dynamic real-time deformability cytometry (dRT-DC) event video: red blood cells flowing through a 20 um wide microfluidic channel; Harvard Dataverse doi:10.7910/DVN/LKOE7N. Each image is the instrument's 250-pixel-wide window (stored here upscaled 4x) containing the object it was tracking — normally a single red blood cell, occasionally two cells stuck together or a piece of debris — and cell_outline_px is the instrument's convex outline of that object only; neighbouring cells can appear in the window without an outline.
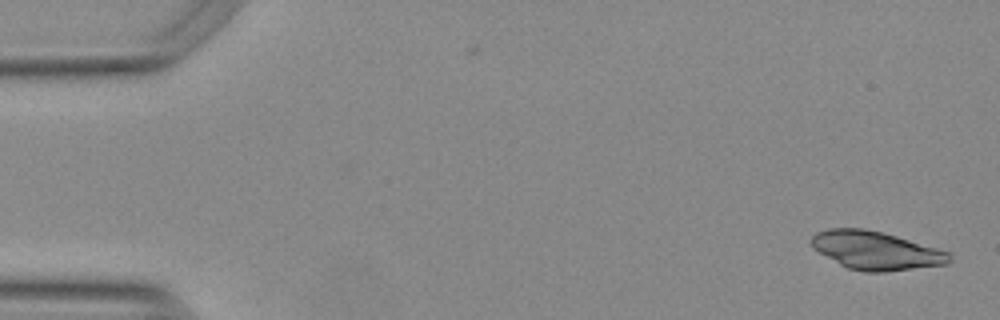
{"species": "Egyptian fruit bat (a non-hibernating species)", "species_latin": "Rousettus aegyptiacus", "temperature_condition": "warm", "stored_images_in_passage": 52, "camera_frame_rate_fps": 3000, "um_per_image_px": 0.085, "animal": {"sex": "female"}, "frame": {"image": 1, "passage_image": 1, "time_ms": 0.0, "image_size_px": [1000, 320], "cell_outline_px": [[952, 260], [948, 264], [884, 272], [864, 272], [848, 268], [840, 264], [812, 248], [812, 236], [816, 232], [828, 228], [864, 228], [896, 236], [952, 252]], "centroid_in_image_um": [74.48, 21.29], "position_along_channel_um": 10.5, "area_um2": 30.81}}
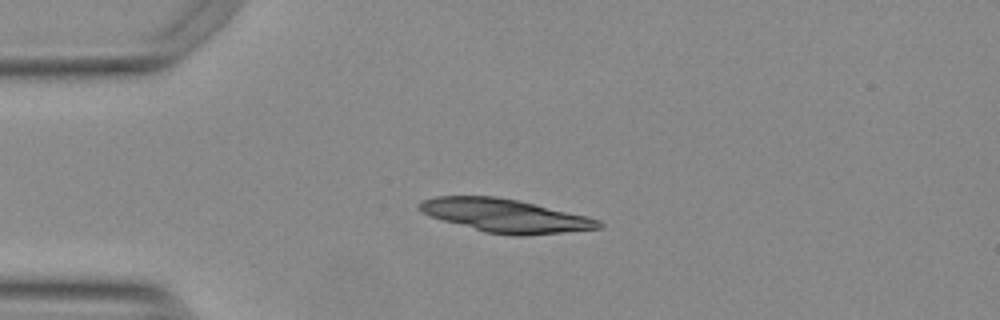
{"frame": {"image": 2, "passage_image": 12, "time_ms": 3.667, "image_size_px": [1000, 320], "cell_outline_px": [[604, 224], [600, 228], [520, 236], [512, 236], [484, 232], [444, 220], [432, 216], [416, 208], [416, 204], [424, 200], [436, 196], [496, 196], [516, 200], [588, 216], [600, 220]], "centroid_in_image_um": [42.94, 18.33], "position_along_channel_um": 42.1, "area_um2": 34.39}}